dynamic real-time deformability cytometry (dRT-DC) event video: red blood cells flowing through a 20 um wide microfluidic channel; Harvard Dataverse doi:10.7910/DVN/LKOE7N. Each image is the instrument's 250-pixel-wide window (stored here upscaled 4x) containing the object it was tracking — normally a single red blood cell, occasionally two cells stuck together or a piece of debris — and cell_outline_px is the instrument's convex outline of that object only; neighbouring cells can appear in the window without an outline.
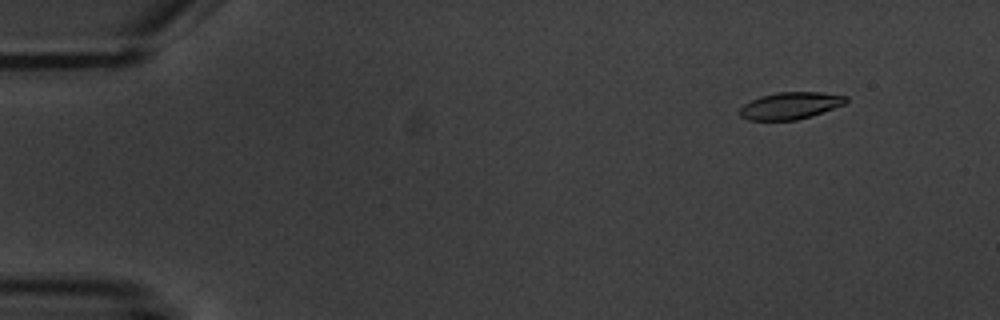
{"species": "common noctule bat (a hibernating species)", "species_latin": "Nyctalus noctula", "temperature_condition": "warm", "stored_images_in_passage": 4, "camera_frame_rate_fps": 3000, "um_per_image_px": 0.085, "animal": {"sex": "male", "body_mass_g": 20.1, "forearm_length_mm": 53.5}, "frame": {"image": 1, "passage_image": 1, "time_ms": 0.0, "image_size_px": [1000, 320], "cell_outline_px": [[848, 100], [844, 104], [812, 116], [796, 120], [748, 120], [740, 116], [736, 112], [744, 104], [760, 96], [776, 92], [820, 92], [848, 96]], "centroid_in_image_um": [67.15, 8.98], "position_along_channel_um": 17.8, "area_um2": 16.82}}